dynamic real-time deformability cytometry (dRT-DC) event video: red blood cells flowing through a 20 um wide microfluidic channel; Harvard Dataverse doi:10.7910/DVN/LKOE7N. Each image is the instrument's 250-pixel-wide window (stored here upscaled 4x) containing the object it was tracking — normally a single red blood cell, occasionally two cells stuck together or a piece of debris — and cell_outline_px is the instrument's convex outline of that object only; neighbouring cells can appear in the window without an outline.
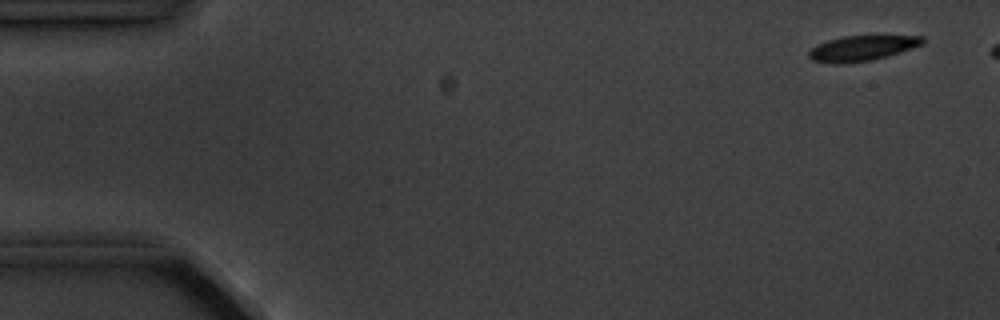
{"species": "common noctule bat (a hibernating species)", "species_latin": "Nyctalus noctula", "temperature_condition": "cold", "stored_images_in_passage": 6, "camera_frame_rate_fps": 3000, "um_per_image_px": 0.085, "animal": {"sex": "male", "body_mass_g": 20.1, "forearm_length_mm": 53.5}, "frame": {"image": 1, "passage_image": 1, "time_ms": 0.0, "image_size_px": [1000, 320], "cell_outline_px": [[924, 44], [888, 56], [872, 60], [844, 64], [832, 64], [812, 60], [808, 56], [808, 52], [816, 44], [828, 40], [844, 36], [924, 36]], "centroid_in_image_um": [73.25, 4.11], "position_along_channel_um": 11.8, "area_um2": 16.82}}